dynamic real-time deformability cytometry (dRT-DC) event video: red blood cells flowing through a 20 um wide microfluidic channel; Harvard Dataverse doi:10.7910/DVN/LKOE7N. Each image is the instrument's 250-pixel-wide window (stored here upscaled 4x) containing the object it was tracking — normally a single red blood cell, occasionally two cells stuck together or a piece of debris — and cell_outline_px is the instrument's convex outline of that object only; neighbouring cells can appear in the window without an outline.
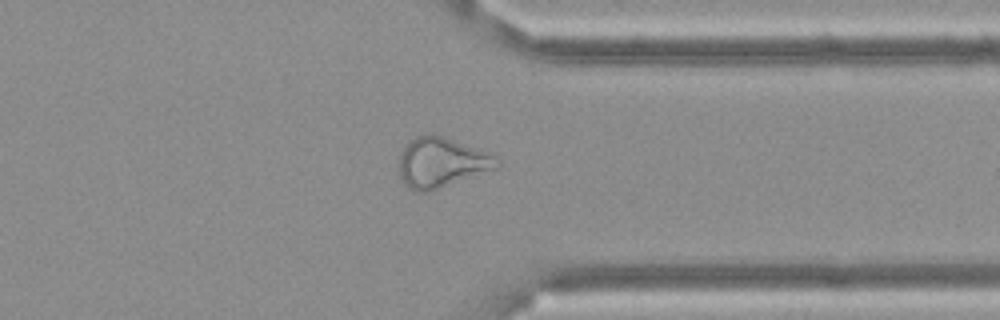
{"species": "Egyptian fruit bat (a non-hibernating species)", "species_latin": "Rousettus aegyptiacus", "temperature_condition": "cold", "stored_images_in_passage": 40, "camera_frame_rate_fps": 3000, "um_per_image_px": 0.085, "frame": {"image": 1, "passage_image": 28, "time_ms": 9.0, "image_size_px": [1000, 320], "cell_outline_px": [[500, 168], [424, 192], [416, 192], [400, 180], [400, 156], [404, 144], [416, 136], [424, 132], [432, 132], [496, 156], [500, 160]], "centroid_in_image_um": [37.51, 13.78], "position_along_channel_um": 373.9, "area_um2": 28.44}}
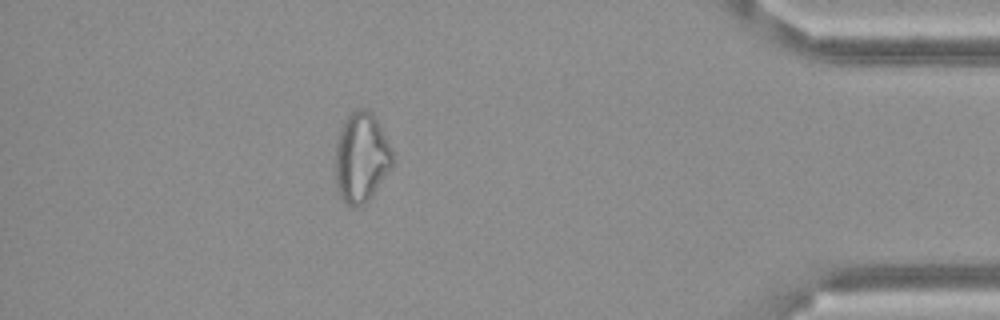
{"frame": {"image": 2, "passage_image": 34, "time_ms": 11.0, "image_size_px": [1000, 320], "cell_outline_px": [[396, 164], [372, 196], [360, 208], [352, 208], [336, 192], [336, 144], [340, 128], [344, 120], [352, 108], [368, 108], [372, 112], [392, 148]], "centroid_in_image_um": [30.74, 13.39], "position_along_channel_um": 404.5, "area_um2": 30.81}, "authors_computed_cell_mechanics": {"area_um2": 27.1371, "velocity_mm_per_s": 3.5384, "shape_relaxation_time_tau1_ms": null, "shape_relaxation_time_tau2_ms": 2.2353, "deformation_change_tau1": null, "deformation_change_tau2": 0.1189}}